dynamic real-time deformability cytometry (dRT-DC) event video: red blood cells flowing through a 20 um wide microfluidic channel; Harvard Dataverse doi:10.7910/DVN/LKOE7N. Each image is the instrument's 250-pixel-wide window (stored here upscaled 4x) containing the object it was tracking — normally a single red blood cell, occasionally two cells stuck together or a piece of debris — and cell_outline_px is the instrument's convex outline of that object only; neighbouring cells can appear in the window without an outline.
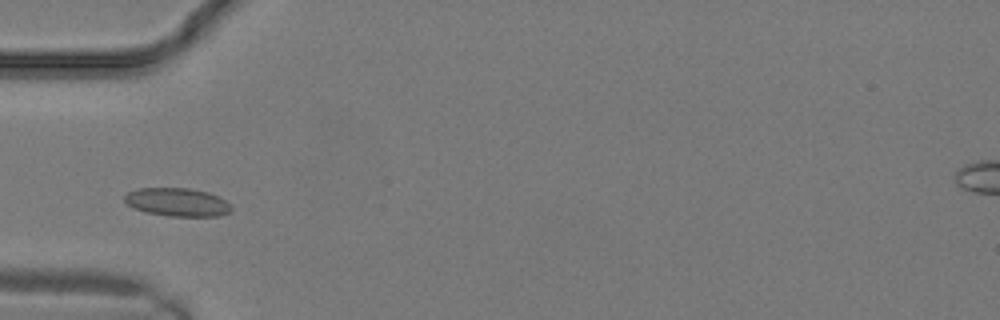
{"species": "common noctule bat (a hibernating species)", "species_latin": "Nyctalus noctula", "temperature_condition": "warm", "stored_images_in_passage": 5, "camera_frame_rate_fps": 3000, "um_per_image_px": 0.085, "animal": {"sex": "male", "body_mass_g": 19.2, "forearm_length_mm": 51.8}, "frame": {"image": 1, "passage_image": 4, "time_ms": 1.0, "image_size_px": [1000, 320], "cell_outline_px": [[232, 212], [220, 216], [168, 216], [148, 212], [132, 208], [124, 200], [124, 196], [128, 192], [136, 188], [188, 188], [208, 192], [232, 204]], "centroid_in_image_um": [15.09, 17.18], "position_along_channel_um": 69.9, "area_um2": 17.69}}